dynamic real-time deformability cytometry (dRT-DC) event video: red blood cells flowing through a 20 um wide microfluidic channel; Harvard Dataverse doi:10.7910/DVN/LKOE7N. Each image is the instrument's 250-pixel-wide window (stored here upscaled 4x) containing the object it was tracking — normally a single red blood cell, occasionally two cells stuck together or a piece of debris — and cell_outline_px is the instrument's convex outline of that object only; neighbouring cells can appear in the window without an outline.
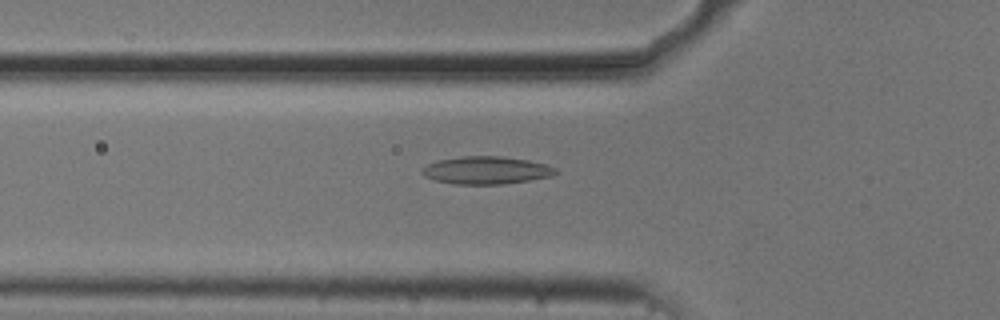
{"species": "common noctule bat (a hibernating species)", "species_latin": "Nyctalus noctula", "temperature_condition": "cold", "stored_images_in_passage": 39, "camera_frame_rate_fps": 3000, "um_per_image_px": 0.085, "animal": {"sex": "male", "body_mass_g": 20.5, "forearm_length_mm": 52.5}, "frame": {"image": 1, "passage_image": 3, "time_ms": 0.667, "image_size_px": [1000, 320], "cell_outline_px": [[560, 172], [552, 176], [528, 180], [500, 184], [456, 184], [436, 180], [424, 176], [420, 172], [420, 168], [428, 164], [440, 160], [460, 156], [504, 156], [528, 160], [544, 164], [556, 168]], "centroid_in_image_um": [41.33, 14.46], "position_along_channel_um": 84.5, "area_um2": 21.5}}
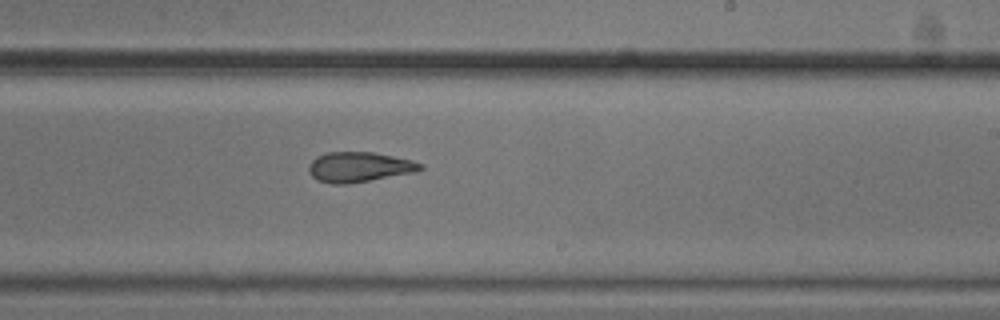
{"frame": {"image": 2, "passage_image": 17, "time_ms": 5.333, "image_size_px": [1000, 320], "cell_outline_px": [[424, 168], [416, 172], [344, 184], [332, 184], [316, 180], [312, 176], [308, 168], [312, 160], [316, 156], [328, 152], [372, 152], [412, 160], [424, 164]], "centroid_in_image_um": [30.53, 14.19], "position_along_channel_um": 258.5, "area_um2": 19.42}}
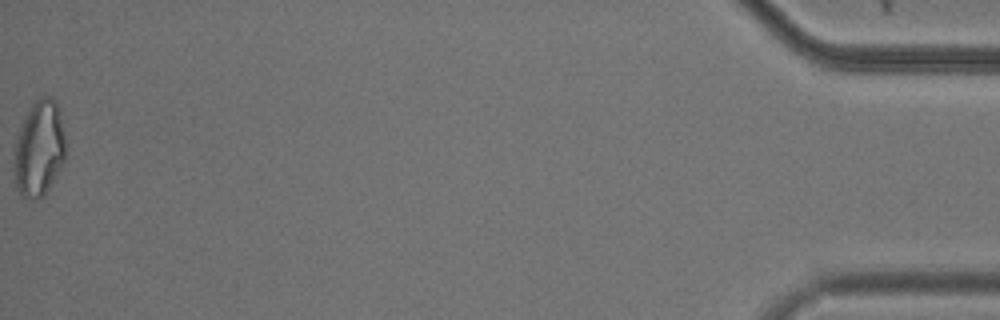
{"frame": {"image": 3, "passage_image": 39, "time_ms": 12.667, "image_size_px": [1000, 320], "cell_outline_px": [[68, 144], [64, 160], [44, 196], [36, 200], [32, 200], [24, 196], [16, 188], [12, 168], [12, 164], [16, 140], [20, 128], [28, 108], [40, 96], [52, 96], [56, 100], [60, 112]], "centroid_in_image_um": [3.34, 12.61], "position_along_channel_um": 431.9, "area_um2": 29.48}, "authors_computed_cell_mechanics": {"area_um2": 20.23, "velocity_mm_per_s": 3.713, "shape_relaxation_time_tau1_ms": 11.2366, "shape_relaxation_time_tau2_ms": 3.1658, "deformation_change_tau1": 0.2244, "deformation_change_tau2": 0.1043}}